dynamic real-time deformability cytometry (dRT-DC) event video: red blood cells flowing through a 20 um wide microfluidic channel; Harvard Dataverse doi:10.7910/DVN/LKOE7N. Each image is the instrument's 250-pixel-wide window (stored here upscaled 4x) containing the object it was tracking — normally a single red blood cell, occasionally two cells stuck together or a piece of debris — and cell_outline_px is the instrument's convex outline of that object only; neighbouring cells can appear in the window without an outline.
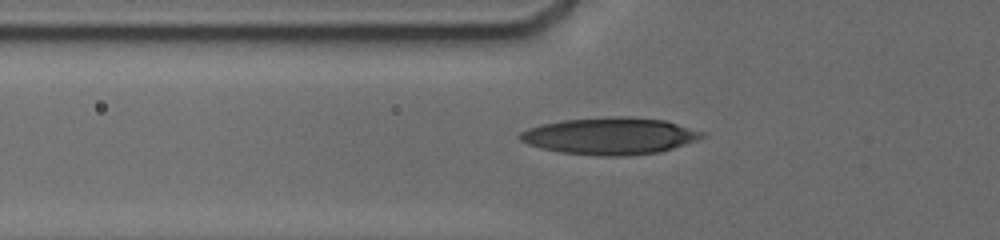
{"species": "human", "species_latin": "Homo sapiens", "temperature_condition": "cold", "stored_images_in_passage": 59, "camera_frame_rate_fps": 3000, "um_per_image_px": 0.085, "donor": {"sex": "male"}, "frame": {"image": 1, "passage_image": 3, "time_ms": 0.333, "image_size_px": [1000, 240], "cell_outline_px": [[704, 136], [696, 140], [660, 152], [624, 156], [600, 156], [560, 152], [540, 148], [528, 144], [520, 140], [516, 136], [520, 132], [528, 128], [544, 124], [564, 120], [612, 116], [628, 116], [664, 120], [704, 132]], "centroid_in_image_um": [51.82, 11.56], "position_along_channel_um": 74.0, "area_um2": 39.07}}
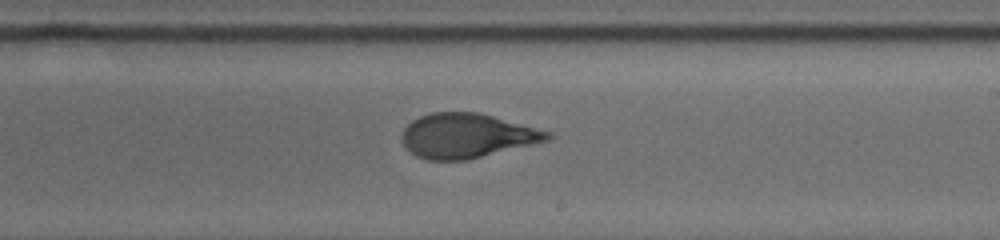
{"frame": {"image": 2, "passage_image": 31, "time_ms": 5.0, "image_size_px": [1000, 240], "cell_outline_px": [[556, 136], [548, 140], [464, 160], [428, 160], [416, 156], [408, 152], [400, 140], [400, 132], [412, 120], [420, 116], [432, 112], [480, 112], [552, 132]], "centroid_in_image_um": [39.63, 11.52], "position_along_channel_um": 249.4, "area_um2": 37.86}}
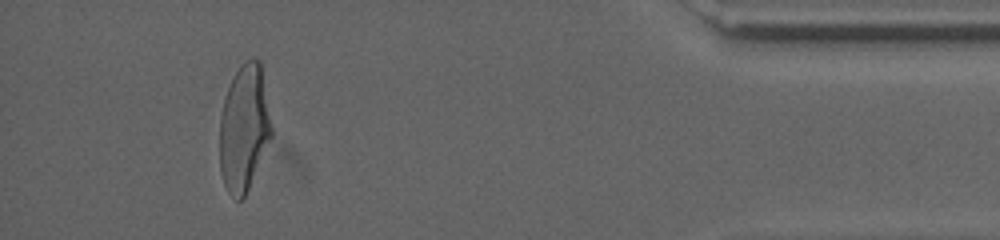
{"frame": {"image": 3, "passage_image": 55, "time_ms": 10.667, "image_size_px": [1000, 240], "cell_outline_px": [[272, 136], [248, 188], [244, 196], [240, 200], [236, 200], [228, 192], [224, 184], [220, 172], [220, 116], [224, 100], [228, 88], [236, 72], [244, 60], [260, 60], [272, 128]], "centroid_in_image_um": [20.74, 10.91], "position_along_channel_um": 414.5, "area_um2": 37.69}, "authors_computed_cell_mechanics": {"area_um2": 38.2636, "velocity_mm_per_s": 3.7726, "shape_relaxation_time_tau1_ms": 4.9786, "shape_relaxation_time_tau2_ms": 0.698, "deformation_change_tau1": 0.1732, "deformation_change_tau2": 0.057}}